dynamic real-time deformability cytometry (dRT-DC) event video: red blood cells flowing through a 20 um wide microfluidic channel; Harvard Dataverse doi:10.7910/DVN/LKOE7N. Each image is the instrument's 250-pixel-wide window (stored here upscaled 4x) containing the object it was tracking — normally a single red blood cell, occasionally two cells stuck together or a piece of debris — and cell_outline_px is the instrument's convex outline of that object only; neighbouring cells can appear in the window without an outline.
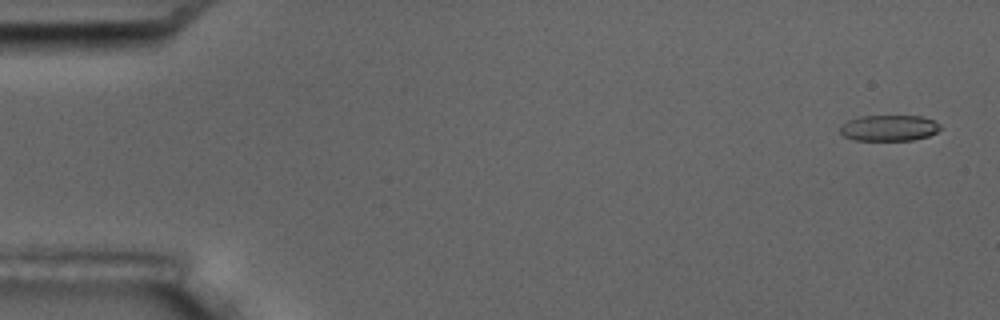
{"species": "common noctule bat (a hibernating species)", "species_latin": "Nyctalus noctula", "temperature_condition": "room temperature", "stored_images_in_passage": 6, "camera_frame_rate_fps": 3000, "um_per_image_px": 0.085, "animal": {"sex": "male", "body_mass_g": 17.5, "forearm_length_mm": 52.3}, "frame": {"image": 1, "passage_image": 1, "time_ms": 0.0, "image_size_px": [1000, 320], "cell_outline_px": [[940, 128], [936, 132], [928, 136], [912, 140], [856, 140], [844, 136], [840, 132], [840, 124], [848, 120], [860, 116], [920, 116], [936, 120], [940, 124]], "centroid_in_image_um": [75.56, 10.87], "position_along_channel_um": 9.4, "area_um2": 15.2}}
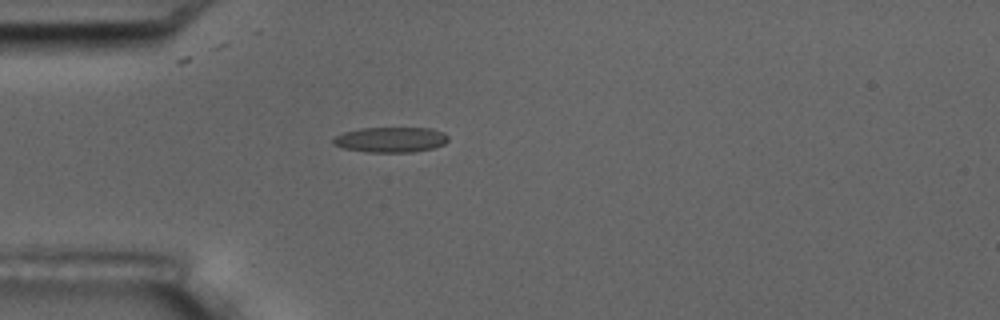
{"frame": {"image": 2, "passage_image": 5, "time_ms": 4.667, "image_size_px": [1000, 320], "cell_outline_px": [[448, 140], [444, 144], [432, 148], [412, 152], [368, 152], [344, 148], [332, 144], [332, 140], [336, 136], [344, 132], [360, 128], [432, 128], [444, 132], [448, 136]], "centroid_in_image_um": [33.22, 11.86], "position_along_channel_um": 51.8, "area_um2": 16.94}}